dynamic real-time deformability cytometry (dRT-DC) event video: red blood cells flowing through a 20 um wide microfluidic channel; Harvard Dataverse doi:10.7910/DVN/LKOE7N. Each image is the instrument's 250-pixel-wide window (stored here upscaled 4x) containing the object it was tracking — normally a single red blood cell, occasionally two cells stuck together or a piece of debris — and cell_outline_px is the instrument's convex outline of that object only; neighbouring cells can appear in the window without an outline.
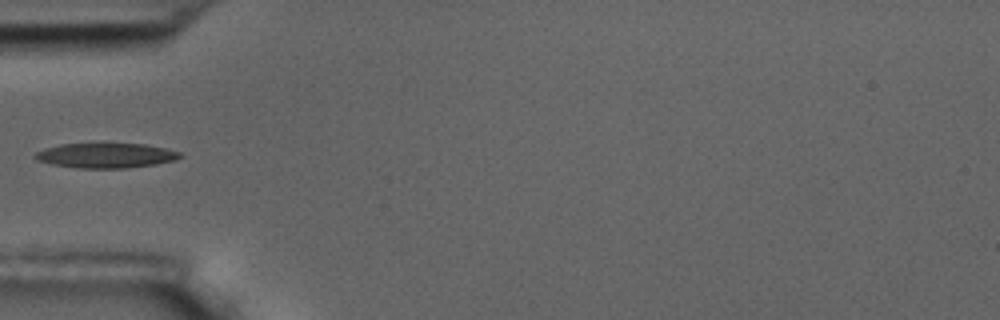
{"species": "common noctule bat (a hibernating species)", "species_latin": "Nyctalus noctula", "temperature_condition": "room temperature", "stored_images_in_passage": 11, "camera_frame_rate_fps": 3000, "um_per_image_px": 0.085, "animal": {"sex": "male", "body_mass_g": 17.5, "forearm_length_mm": 52.3}, "frame": {"image": 1, "passage_image": 1, "time_ms": 0.0, "image_size_px": [1000, 320], "cell_outline_px": [[184, 156], [176, 160], [156, 164], [124, 168], [80, 168], [52, 164], [36, 160], [32, 156], [36, 152], [44, 148], [60, 144], [144, 144], [164, 148], [180, 152]], "centroid_in_image_um": [8.99, 13.22], "position_along_channel_um": 76.0, "area_um2": 20.92}}
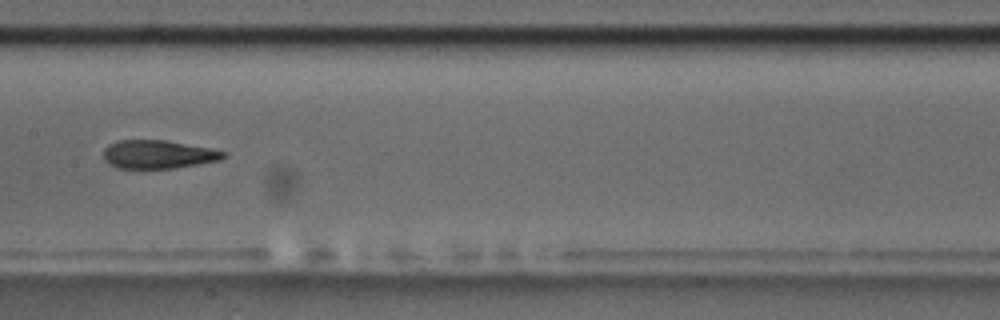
{"frame": {"image": 2, "passage_image": 4, "time_ms": 1.0, "image_size_px": [1000, 320], "cell_outline_px": [[228, 156], [220, 160], [200, 164], [176, 168], [116, 168], [108, 164], [104, 160], [104, 148], [108, 144], [116, 140], [164, 140], [212, 148], [228, 152]], "centroid_in_image_um": [13.47, 13.12], "position_along_channel_um": 193.9, "area_um2": 20.17}}
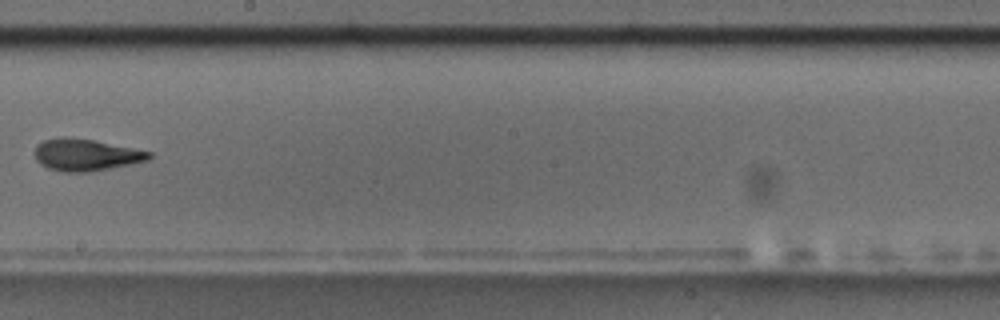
{"frame": {"image": 3, "passage_image": 5, "time_ms": 1.333, "image_size_px": [1000, 320], "cell_outline_px": [[152, 156], [148, 160], [132, 164], [88, 172], [64, 172], [48, 168], [40, 164], [36, 160], [32, 152], [36, 144], [44, 140], [64, 136], [92, 140], [152, 152]], "centroid_in_image_um": [7.24, 13.16], "position_along_channel_um": 241.0, "area_um2": 21.33}}